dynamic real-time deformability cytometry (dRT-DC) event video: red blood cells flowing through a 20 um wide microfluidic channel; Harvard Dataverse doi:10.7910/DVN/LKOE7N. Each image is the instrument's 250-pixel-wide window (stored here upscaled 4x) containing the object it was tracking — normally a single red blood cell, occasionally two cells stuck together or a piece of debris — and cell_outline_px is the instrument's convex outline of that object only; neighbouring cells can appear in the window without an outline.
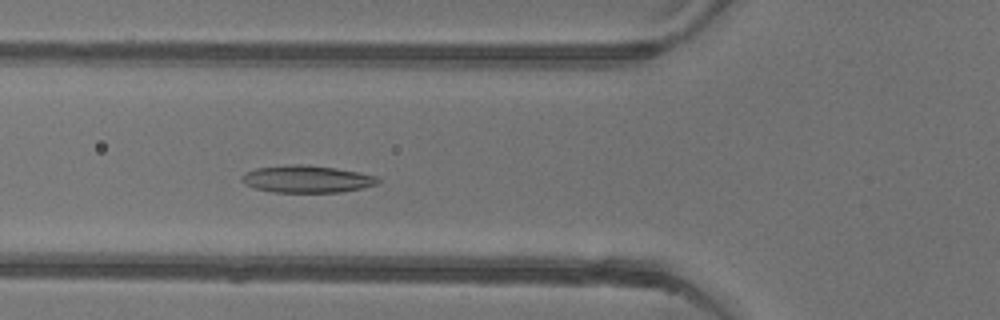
{"species": "common noctule bat (a hibernating species)", "species_latin": "Nyctalus noctula", "temperature_condition": "warm", "stored_images_in_passage": 51, "camera_frame_rate_fps": 3000, "um_per_image_px": 0.085, "animal": {"sex": "female"}, "frame": {"image": 1, "passage_image": 18, "time_ms": 5.667, "image_size_px": [1000, 320], "cell_outline_px": [[380, 180], [376, 184], [364, 188], [340, 192], [272, 192], [256, 188], [244, 184], [240, 180], [244, 172], [256, 168], [292, 164], [300, 164], [336, 168], [360, 172], [376, 176]], "centroid_in_image_um": [26.07, 15.22], "position_along_channel_um": 99.7, "area_um2": 21.62}}
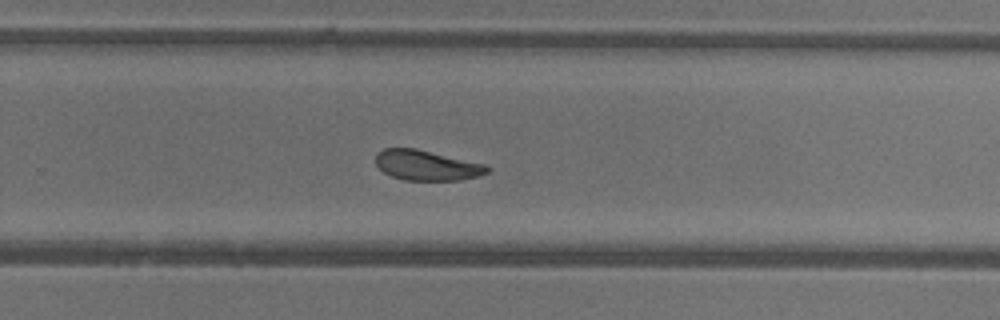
{"frame": {"image": 2, "passage_image": 33, "time_ms": 10.667, "image_size_px": [1000, 320], "cell_outline_px": [[492, 168], [488, 172], [480, 176], [460, 180], [404, 180], [392, 176], [384, 172], [376, 164], [376, 152], [384, 148], [416, 148], [484, 164]], "centroid_in_image_um": [36.27, 14.05], "position_along_channel_um": 293.5, "area_um2": 19.59}}
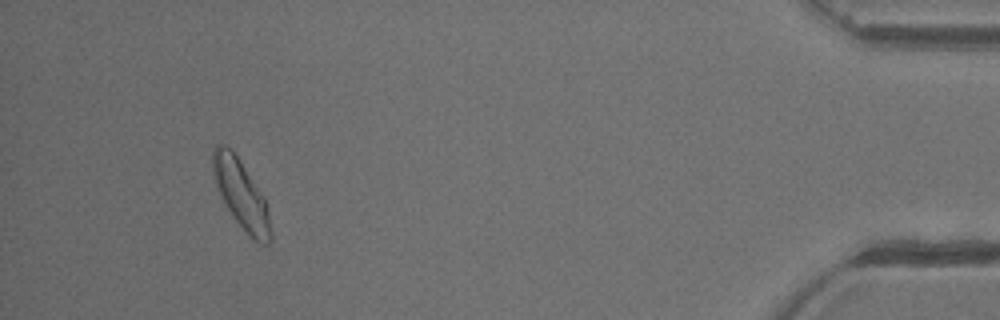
{"frame": {"image": 3, "passage_image": 48, "time_ms": 15.667, "image_size_px": [1000, 320], "cell_outline_px": [[272, 240], [268, 244], [260, 244], [248, 236], [236, 220], [228, 208], [216, 184], [212, 168], [212, 148], [216, 144], [224, 144], [236, 156], [264, 196], [268, 212], [272, 232]], "centroid_in_image_um": [20.52, 16.56], "position_along_channel_um": 414.7, "area_um2": 22.66}, "authors_computed_cell_mechanics": {"area_um2": 21.6172, "velocity_mm_per_s": 3.8841, "shape_relaxation_time_tau1_ms": 5.5064, "shape_relaxation_time_tau2_ms": 2.5228, "deformation_change_tau1": 0.1614, "deformation_change_tau2": 0.0856}}